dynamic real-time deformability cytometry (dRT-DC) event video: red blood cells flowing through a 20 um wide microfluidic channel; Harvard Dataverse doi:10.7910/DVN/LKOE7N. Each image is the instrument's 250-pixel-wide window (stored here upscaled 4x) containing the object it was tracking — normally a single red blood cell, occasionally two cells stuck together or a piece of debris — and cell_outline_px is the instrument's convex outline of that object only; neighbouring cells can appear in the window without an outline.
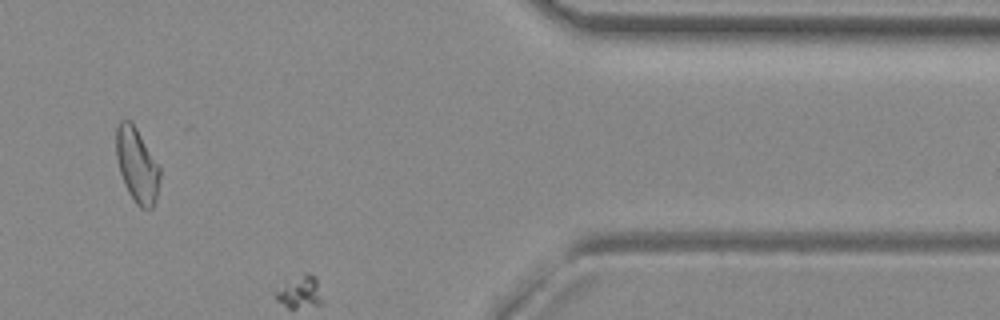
{"species": "common noctule bat (a hibernating species)", "species_latin": "Nyctalus noctula", "temperature_condition": "room temperature", "stored_images_in_passage": 48, "camera_frame_rate_fps": 3000, "um_per_image_px": 0.085, "animal": {"sex": "female", "body_mass_g": 29.2, "forearm_length_mm": 56.3}, "frame": {"image": 1, "passage_image": 41, "time_ms": 13.333, "image_size_px": [1000, 320], "cell_outline_px": [[160, 176], [156, 200], [152, 208], [140, 208], [136, 204], [128, 192], [124, 184], [120, 172], [116, 156], [116, 128], [120, 120], [128, 120], [136, 128], [160, 168]], "centroid_in_image_um": [11.63, 14.07], "position_along_channel_um": 399.8, "area_um2": 18.73}}